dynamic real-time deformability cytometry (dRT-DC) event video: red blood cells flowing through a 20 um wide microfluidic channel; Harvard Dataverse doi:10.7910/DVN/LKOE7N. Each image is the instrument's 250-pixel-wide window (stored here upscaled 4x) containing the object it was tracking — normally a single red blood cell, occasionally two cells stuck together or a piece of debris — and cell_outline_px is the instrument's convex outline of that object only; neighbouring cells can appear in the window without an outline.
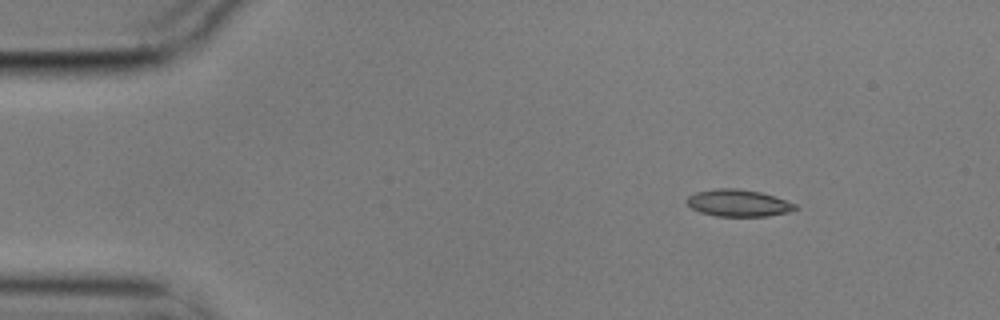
{"species": "common noctule bat (a hibernating species)", "species_latin": "Nyctalus noctula", "temperature_condition": "cold", "stored_images_in_passage": 6, "camera_frame_rate_fps": 3000, "um_per_image_px": 0.085, "animal": {"sex": "male", "body_mass_g": 17.9}, "frame": {"image": 1, "passage_image": 3, "time_ms": 0.667, "image_size_px": [1000, 320], "cell_outline_px": [[800, 208], [788, 212], [768, 216], [716, 216], [700, 212], [692, 208], [684, 200], [688, 196], [696, 192], [716, 188], [736, 188], [760, 192], [796, 204]], "centroid_in_image_um": [62.74, 17.26], "position_along_channel_um": 22.3, "area_um2": 16.99}}